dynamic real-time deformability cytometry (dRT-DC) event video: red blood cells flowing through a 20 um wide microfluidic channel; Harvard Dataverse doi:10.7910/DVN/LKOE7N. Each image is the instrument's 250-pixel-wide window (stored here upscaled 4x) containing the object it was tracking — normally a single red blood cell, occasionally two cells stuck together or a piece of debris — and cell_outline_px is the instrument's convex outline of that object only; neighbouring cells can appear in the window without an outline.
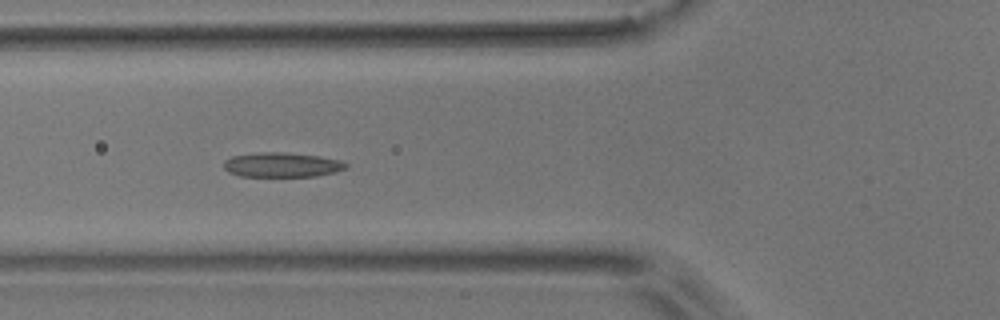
{"species": "common noctule bat (a hibernating species)", "species_latin": "Nyctalus noctula", "temperature_condition": "room temperature", "stored_images_in_passage": 4, "camera_frame_rate_fps": 3000, "um_per_image_px": 0.085, "animal": {"sex": "male", "body_mass_g": 17.9}, "frame": {"image": 1, "passage_image": 3, "time_ms": 2.333, "image_size_px": [1000, 320], "cell_outline_px": [[348, 168], [336, 172], [316, 176], [240, 176], [228, 172], [224, 168], [224, 160], [232, 156], [256, 152], [284, 152], [320, 156], [340, 160], [348, 164]], "centroid_in_image_um": [23.97, 14.0], "position_along_channel_um": 101.8, "area_um2": 17.69}}
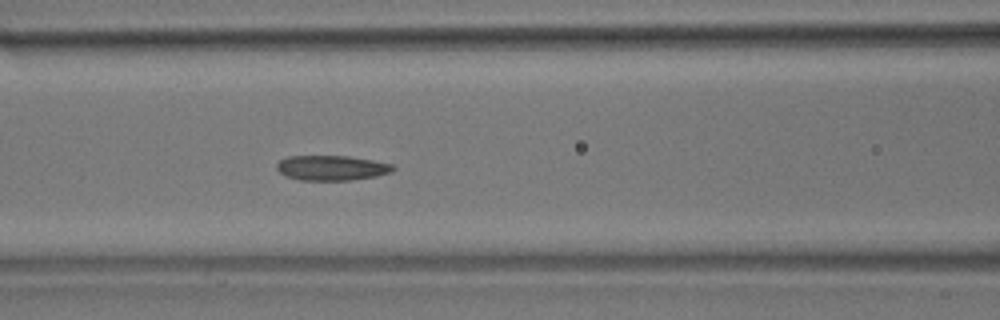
{"frame": {"image": 2, "passage_image": 4, "time_ms": 3.333, "image_size_px": [1000, 320], "cell_outline_px": [[396, 168], [392, 172], [376, 176], [352, 180], [300, 180], [284, 176], [276, 168], [276, 164], [280, 160], [288, 156], [348, 156], [372, 160], [392, 164]], "centroid_in_image_um": [28.18, 14.27], "position_along_channel_um": 138.4, "area_um2": 16.99}}